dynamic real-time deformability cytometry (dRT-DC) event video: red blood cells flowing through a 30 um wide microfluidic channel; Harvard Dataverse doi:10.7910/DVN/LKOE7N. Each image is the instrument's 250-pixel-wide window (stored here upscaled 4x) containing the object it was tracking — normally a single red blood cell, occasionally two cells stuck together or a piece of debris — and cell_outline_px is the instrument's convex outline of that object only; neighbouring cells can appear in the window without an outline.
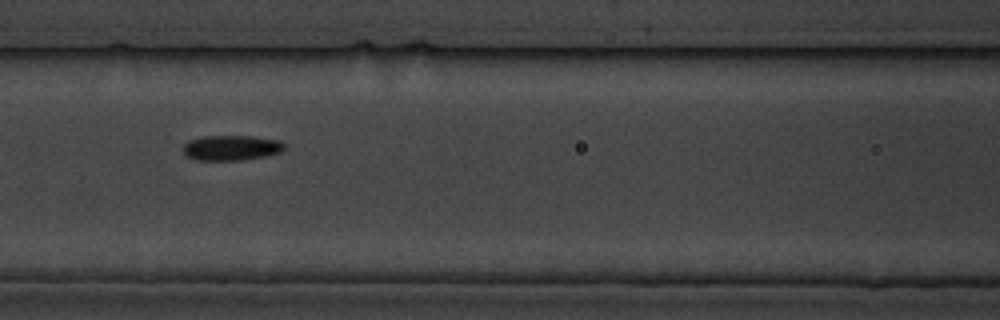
{"species": "common noctule bat (a hibernating species)", "species_latin": "Nyctalus noctula", "temperature_condition": "cold", "stored_images_in_passage": 9, "camera_frame_rate_fps": 3000, "um_per_image_px": 0.085, "animal": {"sex": "male", "body_mass_g": 19.5, "forearm_length_mm": 54.6}, "frame": {"image": 1, "passage_image": 7, "time_ms": 6.667, "image_size_px": [1000, 320], "cell_outline_px": [[284, 148], [280, 152], [264, 156], [240, 160], [196, 160], [188, 156], [184, 152], [184, 144], [188, 140], [204, 136], [252, 136], [280, 140], [284, 144]], "centroid_in_image_um": [19.66, 12.55], "position_along_channel_um": 146.9, "area_um2": 14.74}}
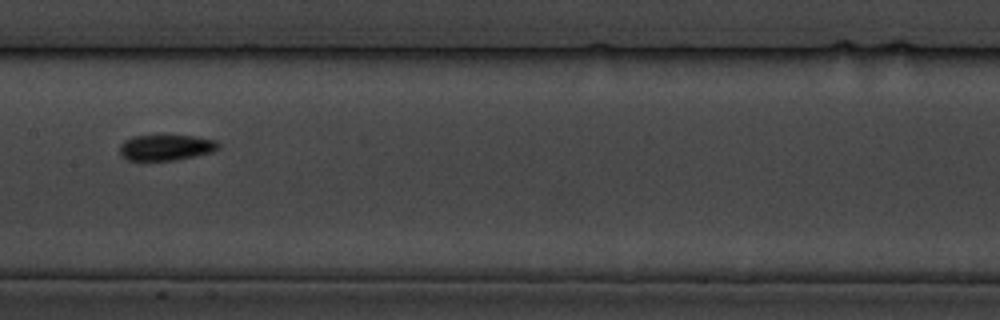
{"frame": {"image": 2, "passage_image": 8, "time_ms": 8.0, "image_size_px": [1000, 320], "cell_outline_px": [[220, 148], [212, 152], [196, 156], [176, 160], [128, 160], [120, 156], [120, 144], [124, 140], [132, 136], [196, 136], [216, 140], [220, 144]], "centroid_in_image_um": [14.12, 12.54], "position_along_channel_um": 193.3, "area_um2": 14.91}}
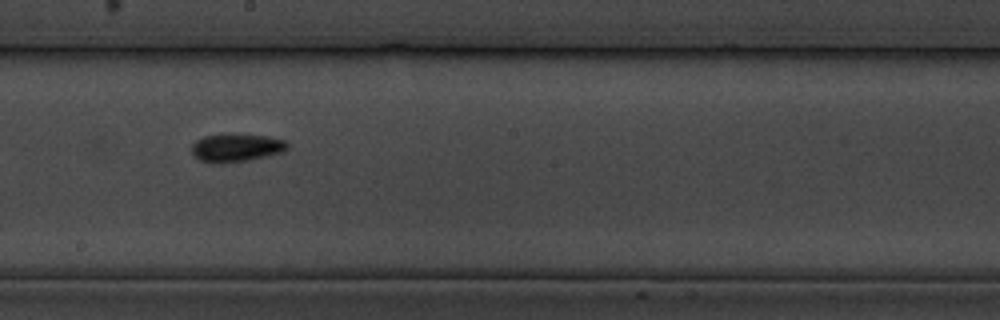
{"frame": {"image": 3, "passage_image": 9, "time_ms": 9.0, "image_size_px": [1000, 320], "cell_outline_px": [[288, 148], [284, 152], [248, 160], [220, 164], [212, 164], [200, 160], [192, 152], [192, 144], [196, 140], [204, 136], [224, 132], [232, 132], [268, 136], [284, 140], [288, 144]], "centroid_in_image_um": [20.07, 12.53], "position_along_channel_um": 228.1, "area_um2": 16.24}}